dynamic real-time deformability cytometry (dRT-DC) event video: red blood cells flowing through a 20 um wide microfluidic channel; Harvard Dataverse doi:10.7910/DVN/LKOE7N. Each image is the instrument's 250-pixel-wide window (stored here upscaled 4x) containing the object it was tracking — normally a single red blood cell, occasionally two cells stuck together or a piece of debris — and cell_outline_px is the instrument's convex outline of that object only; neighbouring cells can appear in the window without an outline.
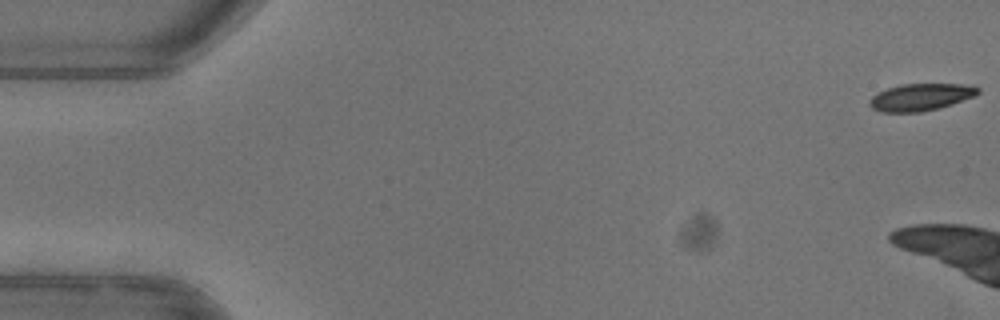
{"species": "common noctule bat (a hibernating species)", "species_latin": "Nyctalus noctula", "temperature_condition": "warm", "stored_images_in_passage": 10, "camera_frame_rate_fps": 3000, "um_per_image_px": 0.085, "animal": {"sex": "female"}, "frame": {"image": 1, "passage_image": 1, "time_ms": 0.0, "image_size_px": [1000, 320], "cell_outline_px": [[980, 92], [972, 96], [952, 104], [920, 112], [880, 112], [872, 108], [868, 104], [868, 100], [872, 96], [888, 88], [900, 84], [972, 84], [980, 88]], "centroid_in_image_um": [78.24, 8.24], "position_along_channel_um": 6.8, "area_um2": 17.05}}